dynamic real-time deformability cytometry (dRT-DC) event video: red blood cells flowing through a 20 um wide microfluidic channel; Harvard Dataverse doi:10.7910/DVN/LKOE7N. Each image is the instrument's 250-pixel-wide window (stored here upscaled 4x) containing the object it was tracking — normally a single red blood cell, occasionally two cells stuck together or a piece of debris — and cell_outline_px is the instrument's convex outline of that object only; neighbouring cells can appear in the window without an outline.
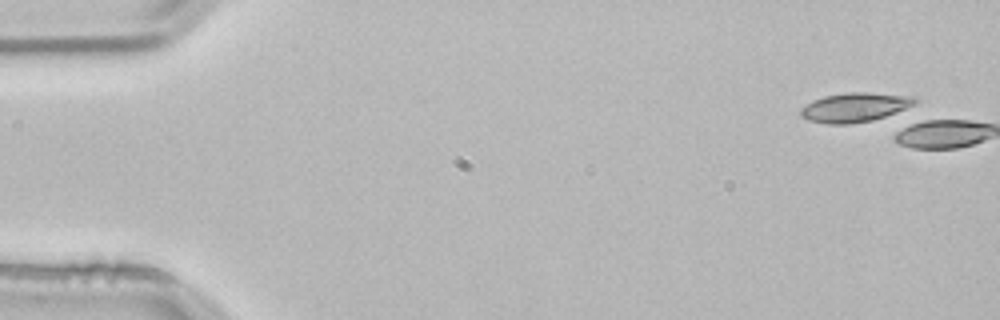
{"species": "common noctule bat (a hibernating species)", "species_latin": "Nyctalus noctula", "temperature_condition": "room temperature", "stored_images_in_passage": 3, "camera_frame_rate_fps": 3000, "um_per_image_px": 0.085, "animal": {"sex": "male", "body_mass_g": 21.5, "forearm_length_mm": 52.0}, "frame": {"image": 1, "passage_image": 3, "time_ms": 0.667, "image_size_px": [1000, 320], "cell_outline_px": [[920, 100], [916, 104], [896, 112], [872, 120], [848, 124], [828, 124], [808, 120], [800, 116], [800, 108], [812, 100], [824, 96], [848, 92], [868, 92], [912, 96]], "centroid_in_image_um": [72.65, 9.11], "position_along_channel_um": 12.4, "area_um2": 19.54}}